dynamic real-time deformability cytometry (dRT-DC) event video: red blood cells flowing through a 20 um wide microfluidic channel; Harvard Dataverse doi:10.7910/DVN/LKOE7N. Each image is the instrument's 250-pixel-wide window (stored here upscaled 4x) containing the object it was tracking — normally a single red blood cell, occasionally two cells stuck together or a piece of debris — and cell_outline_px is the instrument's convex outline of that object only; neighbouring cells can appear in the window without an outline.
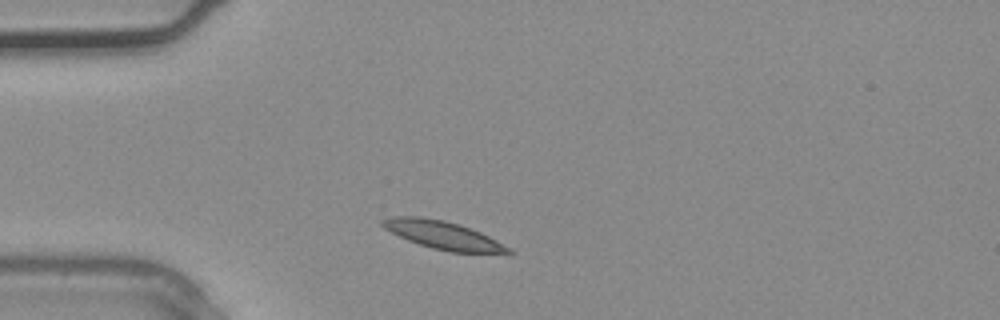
{"species": "common noctule bat (a hibernating species)", "species_latin": "Nyctalus noctula", "temperature_condition": "warm", "stored_images_in_passage": 1, "camera_frame_rate_fps": 3000, "um_per_image_px": 0.085, "animal": {"sex": "male", "body_mass_g": 20.4}, "frame": {"image": 1, "passage_image": 1, "time_ms": 0.0, "image_size_px": [1000, 320], "cell_outline_px": [[512, 252], [448, 252], [432, 248], [408, 240], [384, 228], [380, 224], [380, 220], [396, 216], [420, 216], [444, 220], [460, 224], [480, 232], [512, 248]], "centroid_in_image_um": [37.62, 19.96], "position_along_channel_um": 47.4, "area_um2": 20.29}}